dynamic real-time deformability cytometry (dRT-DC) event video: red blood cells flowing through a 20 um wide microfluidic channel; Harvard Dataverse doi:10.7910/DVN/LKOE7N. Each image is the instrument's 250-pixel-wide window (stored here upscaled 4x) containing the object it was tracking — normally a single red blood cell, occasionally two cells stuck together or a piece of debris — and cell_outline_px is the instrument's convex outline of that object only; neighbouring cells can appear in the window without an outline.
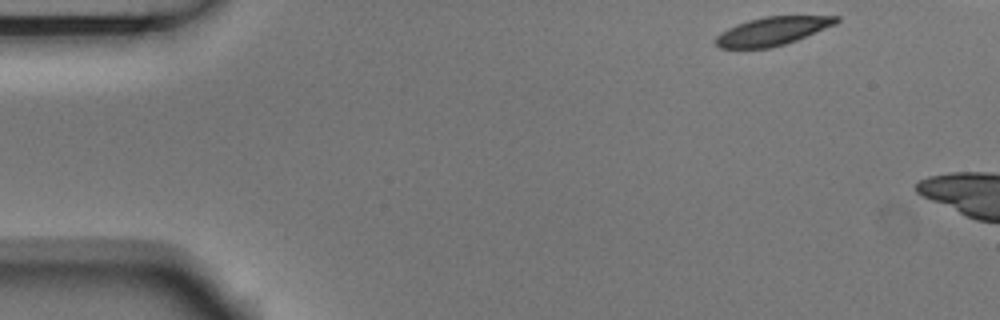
{"species": "Egyptian fruit bat (a non-hibernating species)", "species_latin": "Rousettus aegyptiacus", "temperature_condition": "room temperature", "stored_images_in_passage": 2, "camera_frame_rate_fps": 3000, "um_per_image_px": 0.085, "animal": {"sex": "male"}, "frame": {"image": 1, "passage_image": 1, "time_ms": 0.0, "image_size_px": [1000, 320], "cell_outline_px": [[840, 20], [836, 24], [796, 40], [784, 44], [768, 48], [720, 48], [716, 44], [716, 36], [720, 32], [736, 24], [748, 20], [764, 16], [840, 16]], "centroid_in_image_um": [65.65, 2.64], "position_along_channel_um": 19.4, "area_um2": 19.83}}